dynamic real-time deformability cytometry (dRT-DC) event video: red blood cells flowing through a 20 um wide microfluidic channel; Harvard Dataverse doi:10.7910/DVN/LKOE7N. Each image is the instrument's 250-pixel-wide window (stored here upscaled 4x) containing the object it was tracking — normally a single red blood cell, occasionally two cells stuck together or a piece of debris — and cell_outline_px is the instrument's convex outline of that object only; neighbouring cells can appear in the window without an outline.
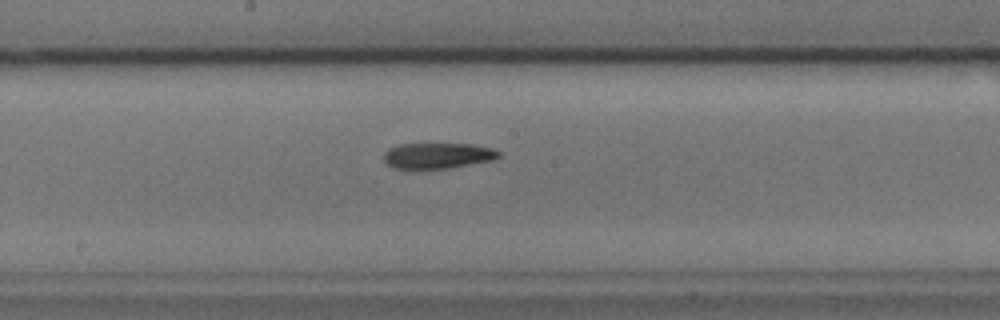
{"species": "common noctule bat (a hibernating species)", "species_latin": "Nyctalus noctula", "temperature_condition": "cold", "stored_images_in_passage": 41, "camera_frame_rate_fps": 3000, "um_per_image_px": 0.085, "animal": {"sex": "male", "body_mass_g": 17.9, "forearm_length_mm": 54.2}, "frame": {"image": 1, "passage_image": 17, "time_ms": 5.333, "image_size_px": [1000, 320], "cell_outline_px": [[500, 156], [492, 160], [448, 168], [392, 168], [384, 160], [384, 152], [388, 148], [400, 144], [472, 144], [492, 148], [500, 152]], "centroid_in_image_um": [37.19, 13.22], "position_along_channel_um": 211.0, "area_um2": 17.05}}
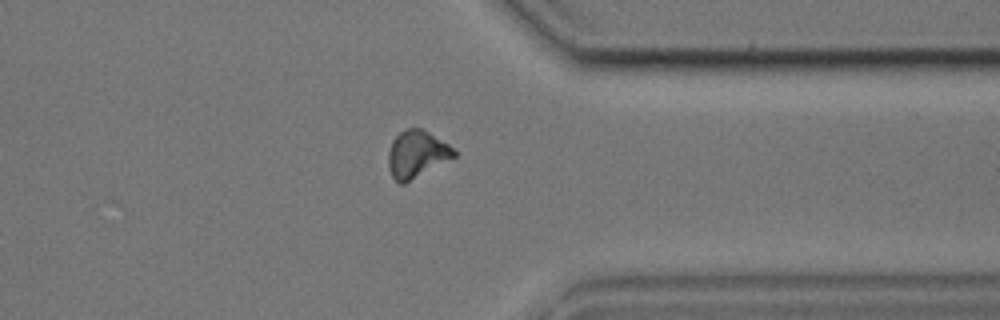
{"frame": {"image": 2, "passage_image": 31, "time_ms": 10.0, "image_size_px": [1000, 320], "cell_outline_px": [[456, 156], [404, 184], [400, 184], [392, 176], [388, 168], [388, 152], [392, 140], [404, 128], [420, 128], [428, 132], [448, 144], [456, 152]], "centroid_in_image_um": [35.39, 13.1], "position_along_channel_um": 376.0, "area_um2": 17.92}}
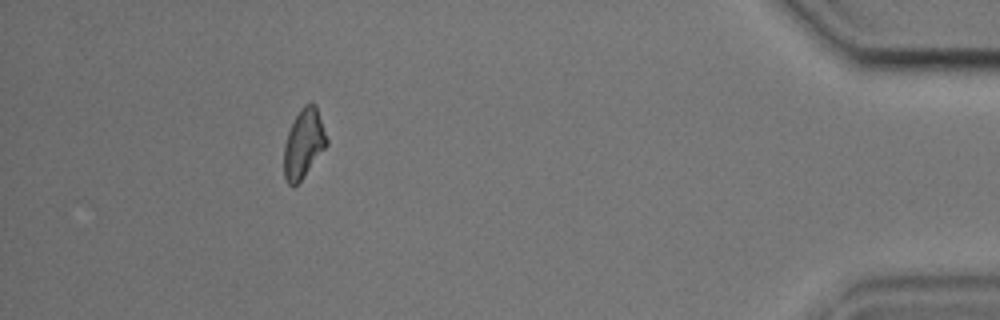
{"frame": {"image": 3, "passage_image": 38, "time_ms": 12.333, "image_size_px": [1000, 320], "cell_outline_px": [[328, 144], [300, 180], [292, 188], [288, 184], [284, 176], [284, 144], [288, 132], [300, 108], [304, 104], [312, 100], [316, 104], [328, 140]], "centroid_in_image_um": [25.81, 12.16], "position_along_channel_um": 409.4, "area_um2": 17.11}, "authors_computed_cell_mechanics": {"area_um2": 17.629, "velocity_mm_per_s": 3.6583, "shape_relaxation_time_tau1_ms": null, "shape_relaxation_time_tau2_ms": 7.7114, "deformation_change_tau1": null, "deformation_change_tau2": 0.1708}}